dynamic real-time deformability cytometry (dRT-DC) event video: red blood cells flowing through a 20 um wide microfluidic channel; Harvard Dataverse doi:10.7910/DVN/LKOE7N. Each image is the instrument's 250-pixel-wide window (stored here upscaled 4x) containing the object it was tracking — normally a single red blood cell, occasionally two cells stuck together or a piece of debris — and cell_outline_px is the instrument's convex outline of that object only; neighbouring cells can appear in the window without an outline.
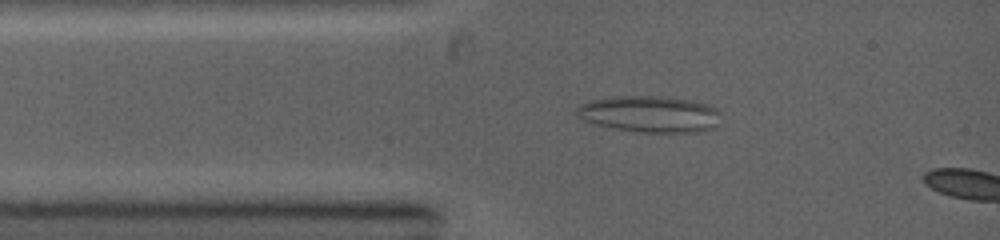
{"species": "common noctule bat (a hibernating species)", "species_latin": "Nyctalus noctula", "temperature_condition": "warm", "stored_images_in_passage": 13, "camera_frame_rate_fps": 5000, "um_per_image_px": 0.085, "animal": {"sex": "female", "body_mass_g": 19.0, "forearm_length_mm": 53.3}, "frame": {"image": 1, "passage_image": 4, "time_ms": 1.6, "image_size_px": [1000, 240], "cell_outline_px": [[720, 112], [716, 128], [696, 132], [636, 132], [596, 124], [584, 120], [576, 112], [576, 108], [580, 104], [588, 100], [608, 96], [664, 96], [688, 100], [704, 104], [716, 108]], "centroid_in_image_um": [55.21, 9.69], "position_along_channel_um": 29.8, "area_um2": 30.63}}
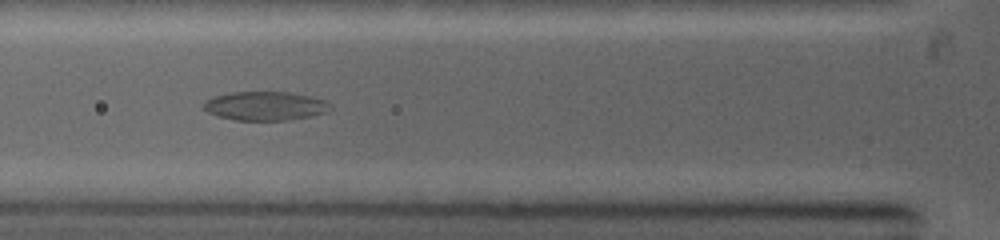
{"frame": {"image": 2, "passage_image": 8, "time_ms": 3.6, "image_size_px": [1000, 240], "cell_outline_px": [[332, 108], [324, 112], [308, 116], [288, 120], [236, 120], [216, 116], [208, 112], [200, 104], [204, 100], [212, 96], [232, 92], [288, 92], [328, 100], [332, 104]], "centroid_in_image_um": [22.49, 9.0], "position_along_channel_um": 103.3, "area_um2": 21.44}}
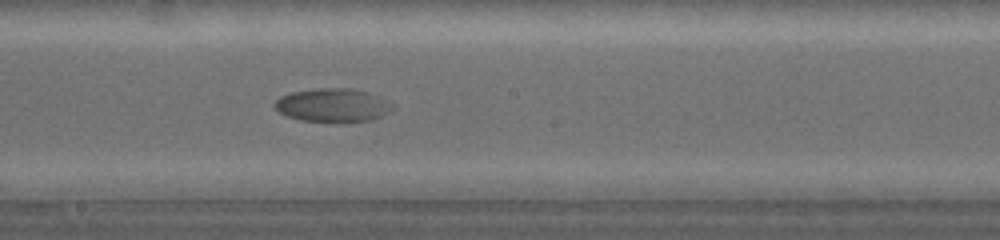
{"frame": {"image": 3, "passage_image": 13, "time_ms": 6.4, "image_size_px": [1000, 240], "cell_outline_px": [[396, 108], [372, 120], [300, 120], [288, 116], [280, 112], [276, 108], [276, 100], [280, 96], [292, 92], [320, 88], [356, 88], [380, 96], [396, 104]], "centroid_in_image_um": [28.36, 8.9], "position_along_channel_um": 219.8, "area_um2": 22.6}}